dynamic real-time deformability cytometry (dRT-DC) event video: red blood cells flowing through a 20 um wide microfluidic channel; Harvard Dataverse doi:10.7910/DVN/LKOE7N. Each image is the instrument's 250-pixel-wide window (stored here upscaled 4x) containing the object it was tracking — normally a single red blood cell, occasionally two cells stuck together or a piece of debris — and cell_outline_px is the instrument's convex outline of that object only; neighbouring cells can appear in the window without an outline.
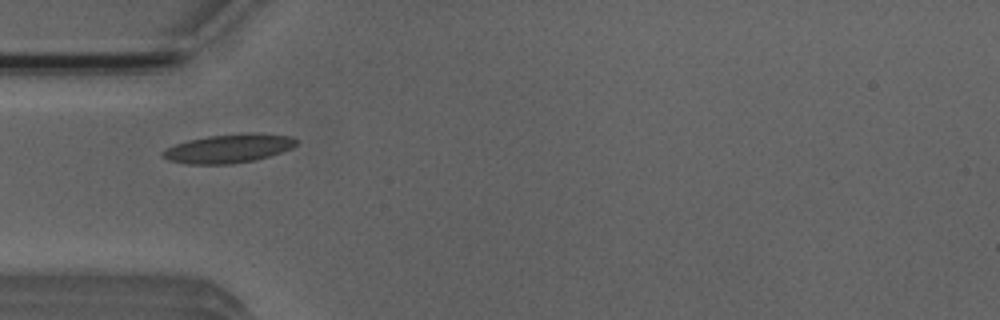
{"species": "Egyptian fruit bat (a non-hibernating species)", "species_latin": "Rousettus aegyptiacus", "temperature_condition": "room temperature", "stored_images_in_passage": 33, "camera_frame_rate_fps": 3000, "um_per_image_px": 0.085, "animal": {"sex": "male"}, "frame": {"image": 1, "passage_image": 2, "time_ms": 0.333, "image_size_px": [1000, 320], "cell_outline_px": [[296, 144], [292, 148], [268, 156], [252, 160], [232, 164], [184, 164], [168, 160], [160, 156], [160, 152], [164, 148], [188, 140], [208, 136], [244, 132], [252, 132], [292, 136], [296, 140]], "centroid_in_image_um": [19.37, 12.61], "position_along_channel_um": 65.6, "area_um2": 22.54}}
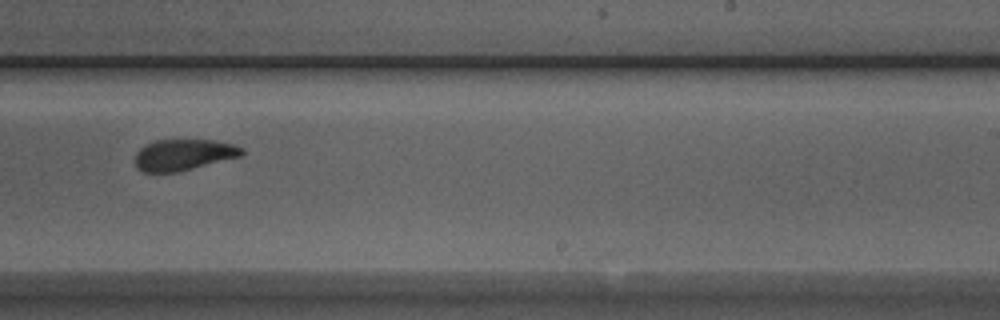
{"frame": {"image": 2, "passage_image": 18, "time_ms": 5.667, "image_size_px": [1000, 320], "cell_outline_px": [[244, 152], [240, 156], [180, 172], [144, 172], [136, 168], [136, 152], [144, 144], [156, 140], [212, 140], [232, 144], [244, 148]], "centroid_in_image_um": [15.58, 13.16], "position_along_channel_um": 273.4, "area_um2": 19.42}}
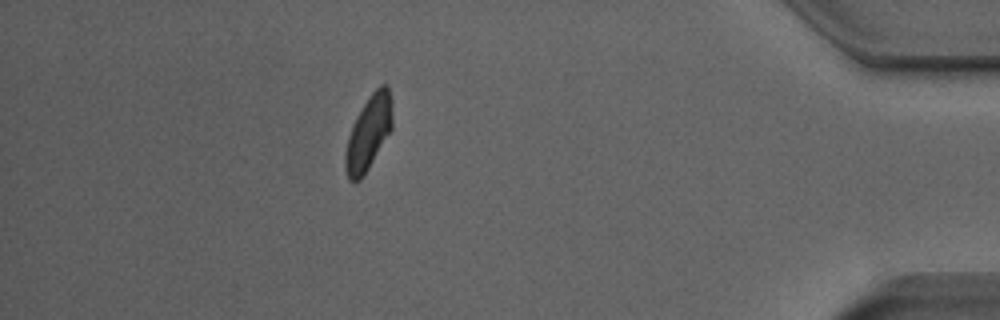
{"frame": {"image": 3, "passage_image": 32, "time_ms": 10.333, "image_size_px": [1000, 320], "cell_outline_px": [[392, 128], [368, 168], [360, 180], [348, 180], [344, 168], [344, 156], [348, 136], [352, 124], [356, 116], [372, 92], [380, 84], [388, 84], [392, 104]], "centroid_in_image_um": [31.31, 11.27], "position_along_channel_um": 403.9, "area_um2": 20.23}}